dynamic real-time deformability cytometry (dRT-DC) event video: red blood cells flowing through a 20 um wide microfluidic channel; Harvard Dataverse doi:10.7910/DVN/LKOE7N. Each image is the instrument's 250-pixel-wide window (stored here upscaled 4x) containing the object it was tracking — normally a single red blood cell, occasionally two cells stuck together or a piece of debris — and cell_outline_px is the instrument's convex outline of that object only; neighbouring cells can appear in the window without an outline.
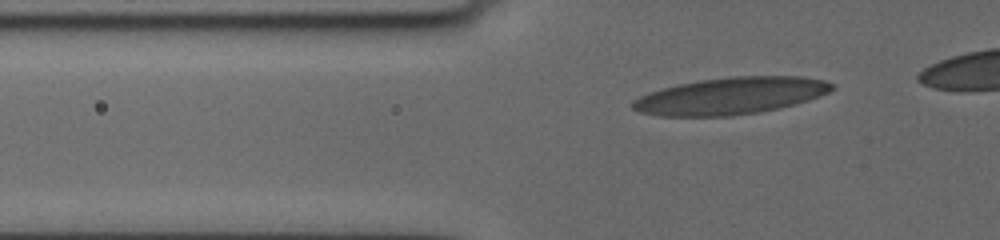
{"species": "human", "species_latin": "Homo sapiens", "temperature_condition": "cold", "stored_images_in_passage": 10, "camera_frame_rate_fps": 3000, "um_per_image_px": 0.085, "donor": {"sex": "female"}, "frame": {"image": 1, "passage_image": 7, "time_ms": 3.667, "image_size_px": [1000, 240], "cell_outline_px": [[832, 88], [828, 92], [808, 100], [760, 112], [732, 116], [660, 116], [640, 112], [632, 108], [632, 100], [648, 92], [680, 84], [700, 80], [728, 76], [800, 76], [824, 80], [832, 84]], "centroid_in_image_um": [62.06, 8.15], "position_along_channel_um": 63.7, "area_um2": 42.6}}